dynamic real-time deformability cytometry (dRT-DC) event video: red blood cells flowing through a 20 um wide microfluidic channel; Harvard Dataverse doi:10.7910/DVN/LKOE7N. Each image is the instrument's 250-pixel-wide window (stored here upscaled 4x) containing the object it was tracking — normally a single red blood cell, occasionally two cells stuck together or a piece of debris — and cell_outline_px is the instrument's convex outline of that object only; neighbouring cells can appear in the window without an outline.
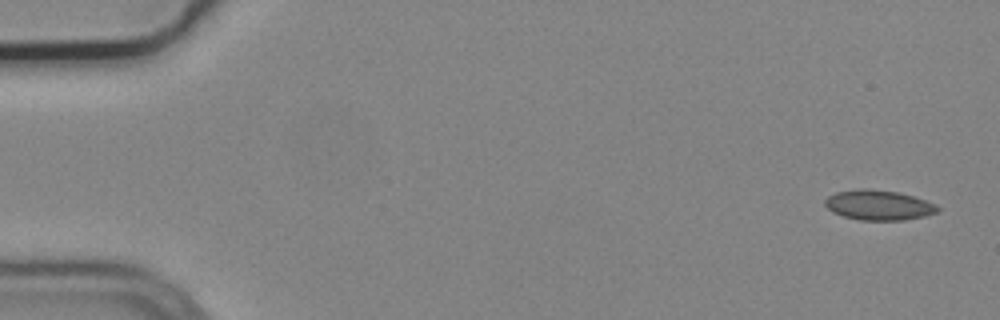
{"species": "common noctule bat (a hibernating species)", "species_latin": "Nyctalus noctula", "temperature_condition": "cold", "stored_images_in_passage": 7, "camera_frame_rate_fps": 3000, "um_per_image_px": 0.085, "animal": {"sex": "male", "body_mass_g": 19.2, "forearm_length_mm": 51.8}, "frame": {"image": 1, "passage_image": 1, "time_ms": 0.0, "image_size_px": [1000, 320], "cell_outline_px": [[940, 212], [924, 216], [904, 220], [860, 220], [844, 216], [832, 212], [824, 204], [824, 200], [828, 196], [836, 192], [856, 188], [868, 188], [900, 192], [936, 204], [940, 208]], "centroid_in_image_um": [74.68, 17.42], "position_along_channel_um": 10.3, "area_um2": 19.88}}
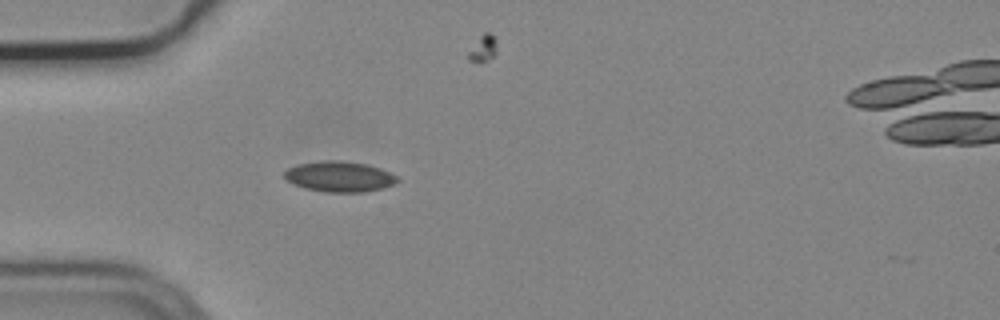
{"frame": {"image": 2, "passage_image": 5, "time_ms": 1.333, "image_size_px": [1000, 320], "cell_outline_px": [[400, 180], [384, 188], [364, 192], [324, 192], [304, 188], [288, 180], [284, 176], [284, 172], [288, 168], [296, 164], [324, 160], [340, 160], [368, 164], [380, 168], [396, 176]], "centroid_in_image_um": [28.85, 15.0], "position_along_channel_um": 56.1, "area_um2": 20.11}}